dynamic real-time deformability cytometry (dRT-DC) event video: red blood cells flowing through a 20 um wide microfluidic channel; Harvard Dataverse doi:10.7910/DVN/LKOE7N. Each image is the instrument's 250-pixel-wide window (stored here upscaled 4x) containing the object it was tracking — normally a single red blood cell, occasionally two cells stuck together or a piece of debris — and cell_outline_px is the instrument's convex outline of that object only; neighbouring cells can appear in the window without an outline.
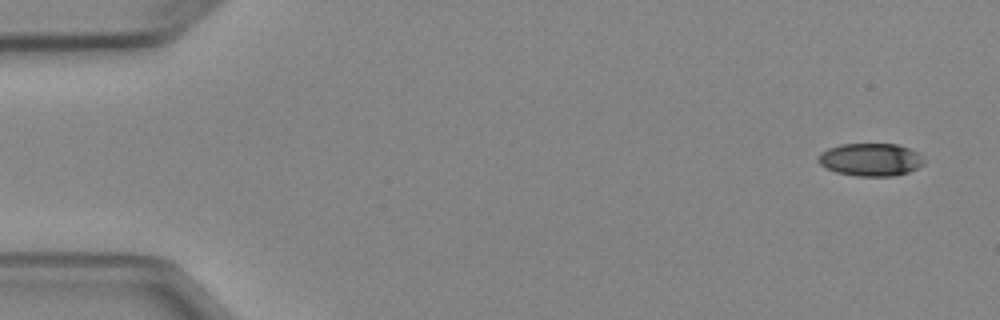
{"species": "Egyptian fruit bat (a non-hibernating species)", "species_latin": "Rousettus aegyptiacus", "temperature_condition": "cold", "stored_images_in_passage": 4, "camera_frame_rate_fps": 3000, "um_per_image_px": 0.085, "animal": {"sex": "female"}, "frame": {"image": 1, "passage_image": 1, "time_ms": 0.0, "image_size_px": [1000, 320], "cell_outline_px": [[924, 164], [908, 172], [896, 176], [856, 176], [836, 172], [820, 164], [816, 160], [820, 152], [828, 148], [840, 144], [900, 144], [920, 152], [924, 156]], "centroid_in_image_um": [74.03, 13.56], "position_along_channel_um": 11.0, "area_um2": 20.52}}